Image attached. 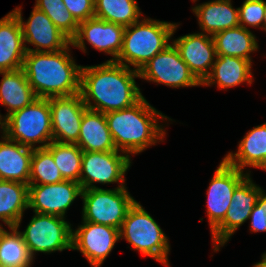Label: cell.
<instances>
[{
  "instance_id": "6da1fadb",
  "label": "cell",
  "mask_w": 266,
  "mask_h": 267,
  "mask_svg": "<svg viewBox=\"0 0 266 267\" xmlns=\"http://www.w3.org/2000/svg\"><path fill=\"white\" fill-rule=\"evenodd\" d=\"M135 77L139 78V71L115 61L82 66L80 95L87 109L102 113L126 109L143 97Z\"/></svg>"
},
{
  "instance_id": "7a4b0ae2",
  "label": "cell",
  "mask_w": 266,
  "mask_h": 267,
  "mask_svg": "<svg viewBox=\"0 0 266 267\" xmlns=\"http://www.w3.org/2000/svg\"><path fill=\"white\" fill-rule=\"evenodd\" d=\"M70 45L57 52L26 51L22 69L37 98L80 93L82 66L70 56Z\"/></svg>"
},
{
  "instance_id": "3957f363",
  "label": "cell",
  "mask_w": 266,
  "mask_h": 267,
  "mask_svg": "<svg viewBox=\"0 0 266 267\" xmlns=\"http://www.w3.org/2000/svg\"><path fill=\"white\" fill-rule=\"evenodd\" d=\"M158 117L172 121L152 107L144 96L129 108L105 113L116 150L138 154L163 141L165 130L157 123Z\"/></svg>"
},
{
  "instance_id": "277c9868",
  "label": "cell",
  "mask_w": 266,
  "mask_h": 267,
  "mask_svg": "<svg viewBox=\"0 0 266 267\" xmlns=\"http://www.w3.org/2000/svg\"><path fill=\"white\" fill-rule=\"evenodd\" d=\"M177 23L142 18L125 27L122 50L115 62L139 71L153 56L167 46Z\"/></svg>"
},
{
  "instance_id": "5b68a950",
  "label": "cell",
  "mask_w": 266,
  "mask_h": 267,
  "mask_svg": "<svg viewBox=\"0 0 266 267\" xmlns=\"http://www.w3.org/2000/svg\"><path fill=\"white\" fill-rule=\"evenodd\" d=\"M119 234L120 239L125 238L134 250L169 266L168 237L139 202L135 201L129 208Z\"/></svg>"
},
{
  "instance_id": "8992f818",
  "label": "cell",
  "mask_w": 266,
  "mask_h": 267,
  "mask_svg": "<svg viewBox=\"0 0 266 267\" xmlns=\"http://www.w3.org/2000/svg\"><path fill=\"white\" fill-rule=\"evenodd\" d=\"M5 136L32 149L46 148L53 141L48 98H36L7 116ZM37 143L41 145L35 147Z\"/></svg>"
},
{
  "instance_id": "52a82bcc",
  "label": "cell",
  "mask_w": 266,
  "mask_h": 267,
  "mask_svg": "<svg viewBox=\"0 0 266 267\" xmlns=\"http://www.w3.org/2000/svg\"><path fill=\"white\" fill-rule=\"evenodd\" d=\"M82 221L112 226L120 230L129 208L136 200L125 186L114 189H84Z\"/></svg>"
},
{
  "instance_id": "ba28073f",
  "label": "cell",
  "mask_w": 266,
  "mask_h": 267,
  "mask_svg": "<svg viewBox=\"0 0 266 267\" xmlns=\"http://www.w3.org/2000/svg\"><path fill=\"white\" fill-rule=\"evenodd\" d=\"M72 230L65 218L35 213L26 229L20 233L30 256L35 258L37 252L48 254L72 249Z\"/></svg>"
},
{
  "instance_id": "9c48e42d",
  "label": "cell",
  "mask_w": 266,
  "mask_h": 267,
  "mask_svg": "<svg viewBox=\"0 0 266 267\" xmlns=\"http://www.w3.org/2000/svg\"><path fill=\"white\" fill-rule=\"evenodd\" d=\"M122 151L83 152L80 173L82 190L99 188L93 183H120L125 186V174L131 166L130 155ZM124 154V155H123Z\"/></svg>"
},
{
  "instance_id": "30bf717a",
  "label": "cell",
  "mask_w": 266,
  "mask_h": 267,
  "mask_svg": "<svg viewBox=\"0 0 266 267\" xmlns=\"http://www.w3.org/2000/svg\"><path fill=\"white\" fill-rule=\"evenodd\" d=\"M139 78L173 88L201 85L173 43L153 56L139 70Z\"/></svg>"
},
{
  "instance_id": "8fae6325",
  "label": "cell",
  "mask_w": 266,
  "mask_h": 267,
  "mask_svg": "<svg viewBox=\"0 0 266 267\" xmlns=\"http://www.w3.org/2000/svg\"><path fill=\"white\" fill-rule=\"evenodd\" d=\"M261 191V187L251 180L250 175L235 188L224 220L211 232L215 252L249 219Z\"/></svg>"
},
{
  "instance_id": "7c38bea8",
  "label": "cell",
  "mask_w": 266,
  "mask_h": 267,
  "mask_svg": "<svg viewBox=\"0 0 266 267\" xmlns=\"http://www.w3.org/2000/svg\"><path fill=\"white\" fill-rule=\"evenodd\" d=\"M248 175L222 159L207 189V215L211 232L224 220L235 188Z\"/></svg>"
},
{
  "instance_id": "4fadbf2b",
  "label": "cell",
  "mask_w": 266,
  "mask_h": 267,
  "mask_svg": "<svg viewBox=\"0 0 266 267\" xmlns=\"http://www.w3.org/2000/svg\"><path fill=\"white\" fill-rule=\"evenodd\" d=\"M21 9V7H16L12 12L20 22L26 51L57 52L65 49L71 43V40L54 25L43 11L34 6L30 17L24 22ZM27 43L34 45L35 49L26 47Z\"/></svg>"
},
{
  "instance_id": "5bb4252c",
  "label": "cell",
  "mask_w": 266,
  "mask_h": 267,
  "mask_svg": "<svg viewBox=\"0 0 266 267\" xmlns=\"http://www.w3.org/2000/svg\"><path fill=\"white\" fill-rule=\"evenodd\" d=\"M119 240V229L103 224L83 221L72 230V250H79L93 267L102 265Z\"/></svg>"
},
{
  "instance_id": "9a60e30c",
  "label": "cell",
  "mask_w": 266,
  "mask_h": 267,
  "mask_svg": "<svg viewBox=\"0 0 266 267\" xmlns=\"http://www.w3.org/2000/svg\"><path fill=\"white\" fill-rule=\"evenodd\" d=\"M53 141L76 144L84 111L87 109L80 93L49 97Z\"/></svg>"
},
{
  "instance_id": "2e32d148",
  "label": "cell",
  "mask_w": 266,
  "mask_h": 267,
  "mask_svg": "<svg viewBox=\"0 0 266 267\" xmlns=\"http://www.w3.org/2000/svg\"><path fill=\"white\" fill-rule=\"evenodd\" d=\"M82 194L80 183L63 180L55 184L29 185L28 208L34 213L65 218L66 210Z\"/></svg>"
},
{
  "instance_id": "e0dca14e",
  "label": "cell",
  "mask_w": 266,
  "mask_h": 267,
  "mask_svg": "<svg viewBox=\"0 0 266 267\" xmlns=\"http://www.w3.org/2000/svg\"><path fill=\"white\" fill-rule=\"evenodd\" d=\"M124 30L121 25L94 17L79 23L78 32L71 43L85 53L86 39L92 48L113 56L107 61H116L122 50Z\"/></svg>"
},
{
  "instance_id": "ac0fdd59",
  "label": "cell",
  "mask_w": 266,
  "mask_h": 267,
  "mask_svg": "<svg viewBox=\"0 0 266 267\" xmlns=\"http://www.w3.org/2000/svg\"><path fill=\"white\" fill-rule=\"evenodd\" d=\"M191 73L202 84L210 75L216 59L213 37L205 33L180 36L172 41Z\"/></svg>"
},
{
  "instance_id": "d6986e66",
  "label": "cell",
  "mask_w": 266,
  "mask_h": 267,
  "mask_svg": "<svg viewBox=\"0 0 266 267\" xmlns=\"http://www.w3.org/2000/svg\"><path fill=\"white\" fill-rule=\"evenodd\" d=\"M25 54L20 22L9 12L0 19V72L22 68Z\"/></svg>"
},
{
  "instance_id": "ffe728a7",
  "label": "cell",
  "mask_w": 266,
  "mask_h": 267,
  "mask_svg": "<svg viewBox=\"0 0 266 267\" xmlns=\"http://www.w3.org/2000/svg\"><path fill=\"white\" fill-rule=\"evenodd\" d=\"M0 141V180L16 181L29 185L33 149L5 135Z\"/></svg>"
},
{
  "instance_id": "44dd1931",
  "label": "cell",
  "mask_w": 266,
  "mask_h": 267,
  "mask_svg": "<svg viewBox=\"0 0 266 267\" xmlns=\"http://www.w3.org/2000/svg\"><path fill=\"white\" fill-rule=\"evenodd\" d=\"M223 159L241 171L247 166L266 170V123L247 132L238 145V151L228 152Z\"/></svg>"
},
{
  "instance_id": "7402d4cb",
  "label": "cell",
  "mask_w": 266,
  "mask_h": 267,
  "mask_svg": "<svg viewBox=\"0 0 266 267\" xmlns=\"http://www.w3.org/2000/svg\"><path fill=\"white\" fill-rule=\"evenodd\" d=\"M76 144L83 152L117 151L107 125L105 113L91 109L84 111L80 135Z\"/></svg>"
},
{
  "instance_id": "603a6c76",
  "label": "cell",
  "mask_w": 266,
  "mask_h": 267,
  "mask_svg": "<svg viewBox=\"0 0 266 267\" xmlns=\"http://www.w3.org/2000/svg\"><path fill=\"white\" fill-rule=\"evenodd\" d=\"M252 61L239 57L217 55L210 75L201 86L217 84L219 89H227L247 82H253Z\"/></svg>"
},
{
  "instance_id": "cb8c5ba5",
  "label": "cell",
  "mask_w": 266,
  "mask_h": 267,
  "mask_svg": "<svg viewBox=\"0 0 266 267\" xmlns=\"http://www.w3.org/2000/svg\"><path fill=\"white\" fill-rule=\"evenodd\" d=\"M198 18L201 33L213 36L215 33L239 26L238 8L231 0H212L192 8Z\"/></svg>"
},
{
  "instance_id": "d4e9b609",
  "label": "cell",
  "mask_w": 266,
  "mask_h": 267,
  "mask_svg": "<svg viewBox=\"0 0 266 267\" xmlns=\"http://www.w3.org/2000/svg\"><path fill=\"white\" fill-rule=\"evenodd\" d=\"M0 74L3 75L0 82V103L7 107V115L4 117L30 105L37 98L22 68L2 71Z\"/></svg>"
},
{
  "instance_id": "484cf974",
  "label": "cell",
  "mask_w": 266,
  "mask_h": 267,
  "mask_svg": "<svg viewBox=\"0 0 266 267\" xmlns=\"http://www.w3.org/2000/svg\"><path fill=\"white\" fill-rule=\"evenodd\" d=\"M29 185L0 180V219L10 228L19 229L24 210L28 208Z\"/></svg>"
},
{
  "instance_id": "4316f807",
  "label": "cell",
  "mask_w": 266,
  "mask_h": 267,
  "mask_svg": "<svg viewBox=\"0 0 266 267\" xmlns=\"http://www.w3.org/2000/svg\"><path fill=\"white\" fill-rule=\"evenodd\" d=\"M216 55L239 57L251 61L250 53L258 49L255 35L240 25L215 33Z\"/></svg>"
},
{
  "instance_id": "83f0119b",
  "label": "cell",
  "mask_w": 266,
  "mask_h": 267,
  "mask_svg": "<svg viewBox=\"0 0 266 267\" xmlns=\"http://www.w3.org/2000/svg\"><path fill=\"white\" fill-rule=\"evenodd\" d=\"M140 8L135 0H95V18L123 27L139 21Z\"/></svg>"
},
{
  "instance_id": "f1b7e54d",
  "label": "cell",
  "mask_w": 266,
  "mask_h": 267,
  "mask_svg": "<svg viewBox=\"0 0 266 267\" xmlns=\"http://www.w3.org/2000/svg\"><path fill=\"white\" fill-rule=\"evenodd\" d=\"M10 232L0 231V265L7 267H30L33 258L30 256L27 245L20 231L10 227Z\"/></svg>"
},
{
  "instance_id": "f546056e",
  "label": "cell",
  "mask_w": 266,
  "mask_h": 267,
  "mask_svg": "<svg viewBox=\"0 0 266 267\" xmlns=\"http://www.w3.org/2000/svg\"><path fill=\"white\" fill-rule=\"evenodd\" d=\"M46 149L52 154L64 180L80 183L83 151L77 144L52 141Z\"/></svg>"
},
{
  "instance_id": "4dcf8cb0",
  "label": "cell",
  "mask_w": 266,
  "mask_h": 267,
  "mask_svg": "<svg viewBox=\"0 0 266 267\" xmlns=\"http://www.w3.org/2000/svg\"><path fill=\"white\" fill-rule=\"evenodd\" d=\"M63 180L52 154L46 148L33 149L29 185L55 184Z\"/></svg>"
},
{
  "instance_id": "1f68e13d",
  "label": "cell",
  "mask_w": 266,
  "mask_h": 267,
  "mask_svg": "<svg viewBox=\"0 0 266 267\" xmlns=\"http://www.w3.org/2000/svg\"><path fill=\"white\" fill-rule=\"evenodd\" d=\"M35 7L43 11L70 40L79 28V23L67 10L62 0H36Z\"/></svg>"
},
{
  "instance_id": "d6a6232c",
  "label": "cell",
  "mask_w": 266,
  "mask_h": 267,
  "mask_svg": "<svg viewBox=\"0 0 266 267\" xmlns=\"http://www.w3.org/2000/svg\"><path fill=\"white\" fill-rule=\"evenodd\" d=\"M264 0H245L241 7H238L239 24L248 29V26L263 29L264 22Z\"/></svg>"
},
{
  "instance_id": "836d02e7",
  "label": "cell",
  "mask_w": 266,
  "mask_h": 267,
  "mask_svg": "<svg viewBox=\"0 0 266 267\" xmlns=\"http://www.w3.org/2000/svg\"><path fill=\"white\" fill-rule=\"evenodd\" d=\"M67 10L80 23L95 16V0H62Z\"/></svg>"
},
{
  "instance_id": "e575fe53",
  "label": "cell",
  "mask_w": 266,
  "mask_h": 267,
  "mask_svg": "<svg viewBox=\"0 0 266 267\" xmlns=\"http://www.w3.org/2000/svg\"><path fill=\"white\" fill-rule=\"evenodd\" d=\"M252 232H266V194L262 189L249 216Z\"/></svg>"
},
{
  "instance_id": "d590c367",
  "label": "cell",
  "mask_w": 266,
  "mask_h": 267,
  "mask_svg": "<svg viewBox=\"0 0 266 267\" xmlns=\"http://www.w3.org/2000/svg\"><path fill=\"white\" fill-rule=\"evenodd\" d=\"M0 128L3 131V136L5 135V131H6V117H2V115L0 114Z\"/></svg>"
},
{
  "instance_id": "8d00e7d4",
  "label": "cell",
  "mask_w": 266,
  "mask_h": 267,
  "mask_svg": "<svg viewBox=\"0 0 266 267\" xmlns=\"http://www.w3.org/2000/svg\"><path fill=\"white\" fill-rule=\"evenodd\" d=\"M261 260L262 261L254 264L253 267H266V254L265 253L262 255V259Z\"/></svg>"
},
{
  "instance_id": "74e56055",
  "label": "cell",
  "mask_w": 266,
  "mask_h": 267,
  "mask_svg": "<svg viewBox=\"0 0 266 267\" xmlns=\"http://www.w3.org/2000/svg\"><path fill=\"white\" fill-rule=\"evenodd\" d=\"M263 30L266 31V3H265V10H264Z\"/></svg>"
}]
</instances>
